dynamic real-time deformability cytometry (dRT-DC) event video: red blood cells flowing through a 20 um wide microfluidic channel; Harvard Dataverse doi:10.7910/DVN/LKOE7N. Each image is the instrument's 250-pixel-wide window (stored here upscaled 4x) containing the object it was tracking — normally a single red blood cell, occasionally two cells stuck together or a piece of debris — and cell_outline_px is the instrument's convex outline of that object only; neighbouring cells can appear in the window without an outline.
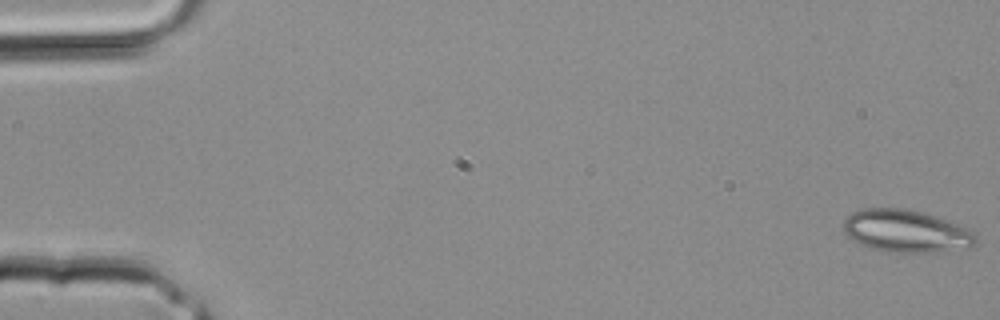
{"species": "common noctule bat (a hibernating species)", "species_latin": "Nyctalus noctula", "temperature_condition": "room temperature", "stored_images_in_passage": 3, "camera_frame_rate_fps": 3000, "um_per_image_px": 0.085, "animal": {"sex": "male", "body_mass_g": 20.4}, "frame": {"image": 1, "passage_image": 1, "time_ms": 0.0, "image_size_px": [1000, 320], "cell_outline_px": [[976, 240], [972, 248], [936, 256], [892, 252], [868, 248], [852, 240], [844, 232], [844, 220], [852, 212], [864, 208], [904, 208], [936, 216], [972, 228], [976, 236]], "centroid_in_image_um": [77.13, 19.71], "position_along_channel_um": 7.9, "area_um2": 34.28}}